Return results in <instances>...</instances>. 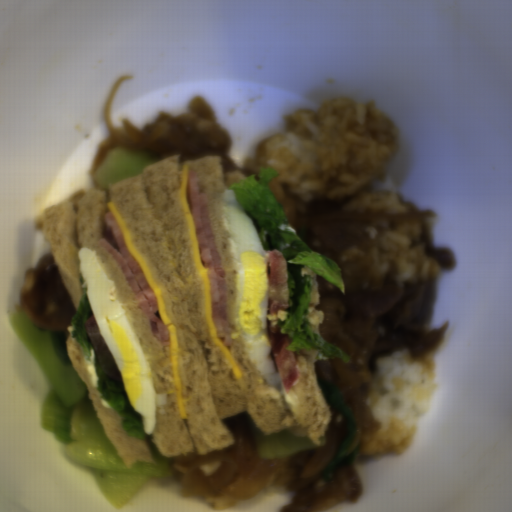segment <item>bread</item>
Instances as JSON below:
<instances>
[{"mask_svg":"<svg viewBox=\"0 0 512 512\" xmlns=\"http://www.w3.org/2000/svg\"><path fill=\"white\" fill-rule=\"evenodd\" d=\"M179 154L142 168L107 189H80L37 215L35 229L47 241L56 269L78 313L88 294L80 273L79 251L92 250L128 318L141 346L155 392V422L151 433L166 457L207 454L235 445L223 420L243 412L265 434L294 428L297 435L322 445L332 414L318 385L315 362L318 348L295 354L298 377L287 392L274 363L279 387L271 386L251 361L234 314L237 268L223 193L246 180V174L222 172L221 156L181 162ZM196 171L200 192L206 194L210 221L226 272L231 346L243 377L236 378L226 357L213 342L205 321L200 274L197 270L179 189L183 165ZM113 202L132 239L147 261L165 298L167 314L177 327L179 372L188 417L180 418L172 373L169 341H159L111 253L99 245L107 202Z\"/></svg>","mask_w":512,"mask_h":512,"instance_id":"bread-1","label":"bread"},{"mask_svg":"<svg viewBox=\"0 0 512 512\" xmlns=\"http://www.w3.org/2000/svg\"><path fill=\"white\" fill-rule=\"evenodd\" d=\"M66 349L75 371L87 388L95 414L125 467L131 469L137 461L152 463V452L147 440L127 435L121 425L125 417H120L97 389L99 377L95 370L96 355L93 349H89L90 359H86L82 345L72 337V332L67 338Z\"/></svg>","mask_w":512,"mask_h":512,"instance_id":"bread-2","label":"bread"},{"mask_svg":"<svg viewBox=\"0 0 512 512\" xmlns=\"http://www.w3.org/2000/svg\"><path fill=\"white\" fill-rule=\"evenodd\" d=\"M301 275H311L312 276V291L311 298L308 304L309 313L307 315L310 326L314 332L319 335V325L324 322L325 314L322 310H318L315 308L316 305H319L320 293L318 288V273L315 272L313 268L308 265H305L304 268H301Z\"/></svg>","mask_w":512,"mask_h":512,"instance_id":"bread-3","label":"bread"}]
</instances>
